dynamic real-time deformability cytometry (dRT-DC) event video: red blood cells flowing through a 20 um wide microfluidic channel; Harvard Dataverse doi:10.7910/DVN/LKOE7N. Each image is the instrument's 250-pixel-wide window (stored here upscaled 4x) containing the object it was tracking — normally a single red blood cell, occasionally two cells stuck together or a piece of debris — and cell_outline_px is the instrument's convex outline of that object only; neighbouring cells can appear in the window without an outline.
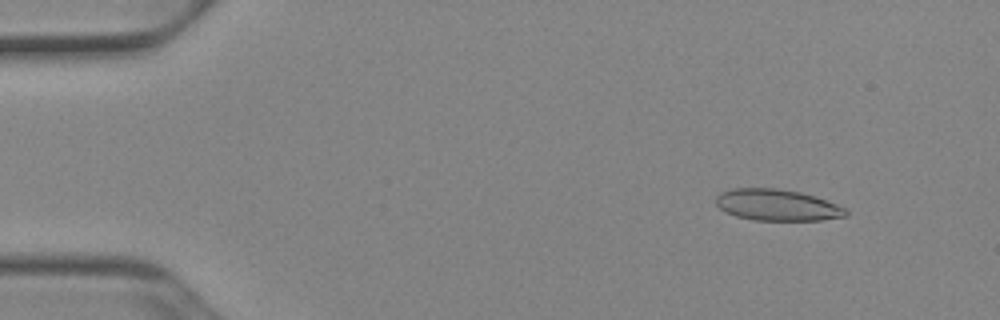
{"species": "Egyptian fruit bat (a non-hibernating species)", "species_latin": "Rousettus aegyptiacus", "temperature_condition": "cold", "stored_images_in_passage": 52, "camera_frame_rate_fps": 3000, "um_per_image_px": 0.085, "animal": {"sex": "female"}, "frame": {"image": 1, "passage_image": 6, "time_ms": 1.667, "image_size_px": [1000, 320], "cell_outline_px": [[848, 216], [820, 220], [752, 220], [736, 216], [720, 208], [716, 204], [716, 196], [720, 192], [732, 188], [776, 188], [800, 192], [816, 196], [848, 208]], "centroid_in_image_um": [66.09, 17.42], "position_along_channel_um": 18.9, "area_um2": 23.93}}
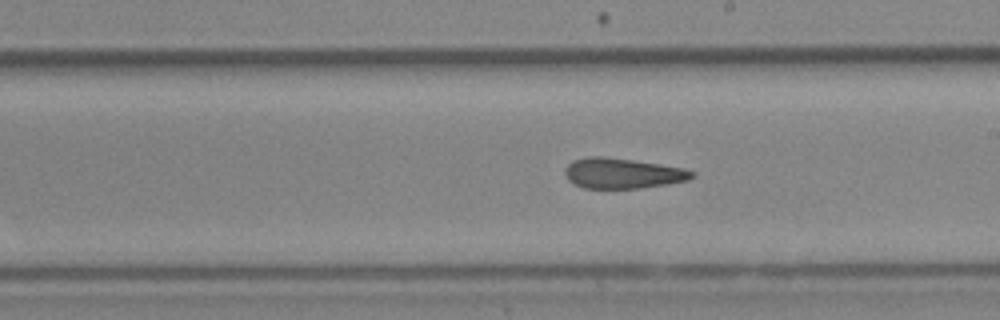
{"frame": {"image": 2, "passage_image": 30, "time_ms": 9.667, "image_size_px": [1000, 320], "cell_outline_px": [[696, 176], [688, 180], [668, 184], [640, 188], [584, 188], [572, 184], [568, 180], [564, 172], [564, 168], [572, 160], [588, 156], [604, 156], [660, 164], [684, 168], [696, 172]], "centroid_in_image_um": [52.9, 14.73], "position_along_channel_um": 236.1, "area_um2": 22.72}}
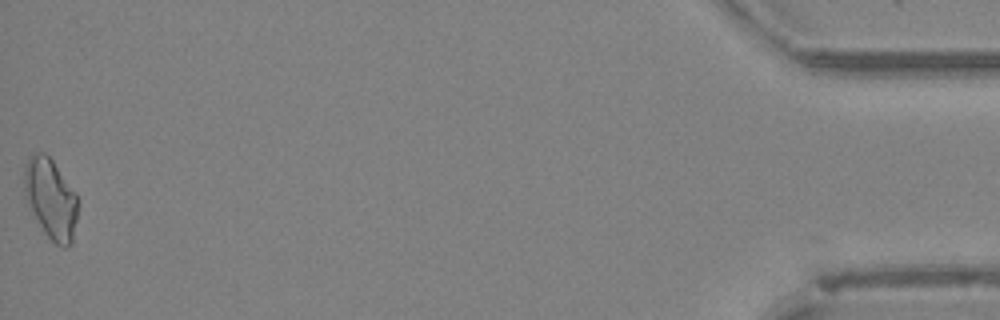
{"frame": {"image": 3, "passage_image": 52, "time_ms": 17.0, "image_size_px": [1000, 320], "cell_outline_px": [[76, 220], [72, 244], [64, 248], [56, 244], [44, 232], [28, 204], [24, 192], [24, 164], [28, 156], [36, 152], [44, 152], [52, 160], [76, 192]], "centroid_in_image_um": [4.29, 16.86], "position_along_channel_um": 430.9, "area_um2": 24.85}, "authors_computed_cell_mechanics": {"area_um2": 23.3223, "velocity_mm_per_s": 3.9187, "shape_relaxation_time_tau1_ms": null, "shape_relaxation_time_tau2_ms": 4.1142, "deformation_change_tau1": null, "deformation_change_tau2": 0.1331}}